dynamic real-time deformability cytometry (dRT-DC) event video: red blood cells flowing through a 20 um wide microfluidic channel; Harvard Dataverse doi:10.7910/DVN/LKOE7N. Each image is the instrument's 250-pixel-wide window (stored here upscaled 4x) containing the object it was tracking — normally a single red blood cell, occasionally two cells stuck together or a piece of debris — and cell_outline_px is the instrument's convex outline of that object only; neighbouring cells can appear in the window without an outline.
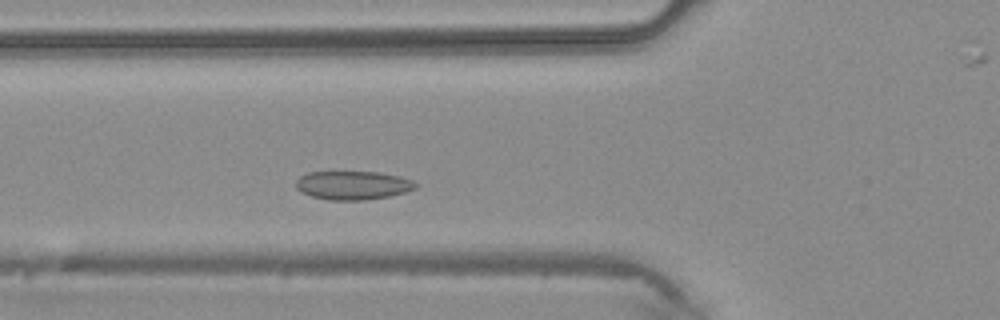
{"species": "common noctule bat (a hibernating species)", "species_latin": "Nyctalus noctula", "temperature_condition": "warm", "stored_images_in_passage": 37, "camera_frame_rate_fps": 3000, "um_per_image_px": 0.085, "animal": {"sex": "male", "body_mass_g": 20.4}, "frame": {"image": 1, "passage_image": 8, "time_ms": 2.333, "image_size_px": [1000, 320], "cell_outline_px": [[420, 184], [416, 188], [404, 192], [388, 196], [364, 200], [328, 200], [312, 196], [300, 192], [296, 188], [296, 180], [300, 176], [308, 172], [380, 172], [400, 176], [412, 180]], "centroid_in_image_um": [30.0, 15.74], "position_along_channel_um": 95.8, "area_um2": 20.06}}
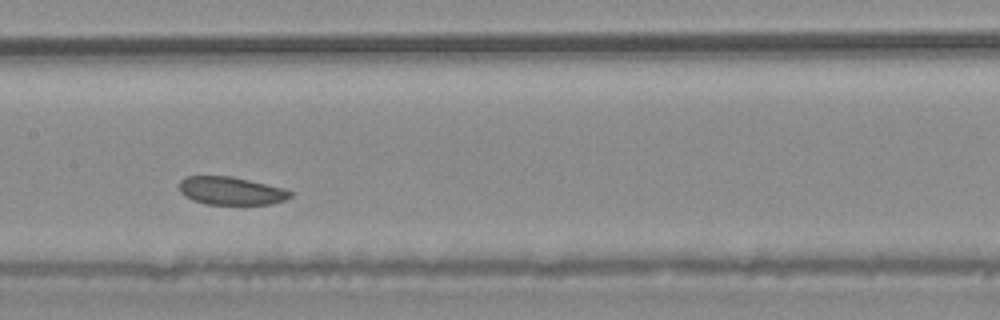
{"frame": {"image": 2, "passage_image": 14, "time_ms": 4.333, "image_size_px": [1000, 320], "cell_outline_px": [[292, 196], [284, 200], [272, 204], [208, 204], [192, 200], [184, 196], [180, 192], [180, 180], [184, 176], [232, 176], [284, 188], [292, 192]], "centroid_in_image_um": [19.63, 16.21], "position_along_channel_um": 187.8, "area_um2": 18.15}}
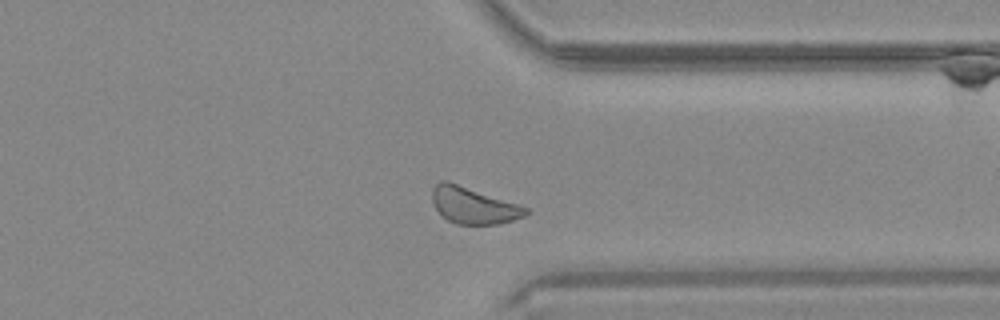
{"frame": {"image": 3, "passage_image": 26, "time_ms": 8.333, "image_size_px": [1000, 320], "cell_outline_px": [[532, 212], [524, 216], [500, 224], [456, 224], [448, 220], [436, 208], [432, 200], [432, 188], [440, 180], [448, 180], [528, 208]], "centroid_in_image_um": [40.24, 17.46], "position_along_channel_um": 371.2, "area_um2": 19.77}}